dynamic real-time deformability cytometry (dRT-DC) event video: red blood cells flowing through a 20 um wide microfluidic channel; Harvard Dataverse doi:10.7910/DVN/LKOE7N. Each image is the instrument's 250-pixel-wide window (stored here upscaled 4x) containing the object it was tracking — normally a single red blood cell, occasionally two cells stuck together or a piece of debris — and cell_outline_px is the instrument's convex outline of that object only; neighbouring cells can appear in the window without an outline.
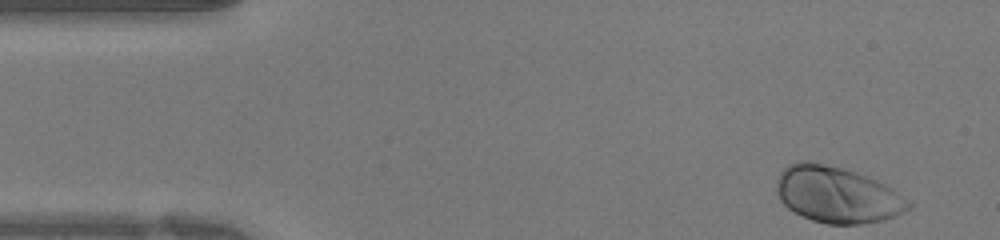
{"species": "human", "species_latin": "Homo sapiens", "temperature_condition": "warm", "stored_images_in_passage": 33, "camera_frame_rate_fps": 3000, "um_per_image_px": 0.085, "donor": {"sex": "female"}, "frame": {"image": 1, "passage_image": 1, "time_ms": 0.0, "image_size_px": [1000, 240], "cell_outline_px": [[912, 208], [904, 212], [884, 220], [860, 224], [828, 224], [812, 220], [788, 208], [780, 200], [776, 192], [776, 180], [780, 172], [788, 164], [796, 160], [808, 160], [844, 168], [856, 172], [876, 180], [892, 188], [908, 200], [912, 204]], "centroid_in_image_um": [71.14, 16.53], "position_along_channel_um": 13.9, "area_um2": 43.47}}
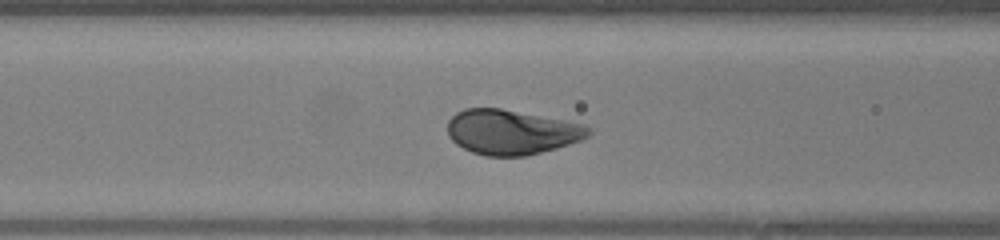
{"frame": {"image": 2, "passage_image": 14, "time_ms": 4.333, "image_size_px": [1000, 240], "cell_outline_px": [[592, 132], [588, 136], [580, 140], [556, 148], [524, 156], [484, 156], [472, 152], [456, 144], [448, 136], [448, 120], [456, 112], [464, 108], [500, 108], [564, 120], [584, 124], [592, 128]], "centroid_in_image_um": [43.46, 11.22], "position_along_channel_um": 123.1, "area_um2": 36.82}}
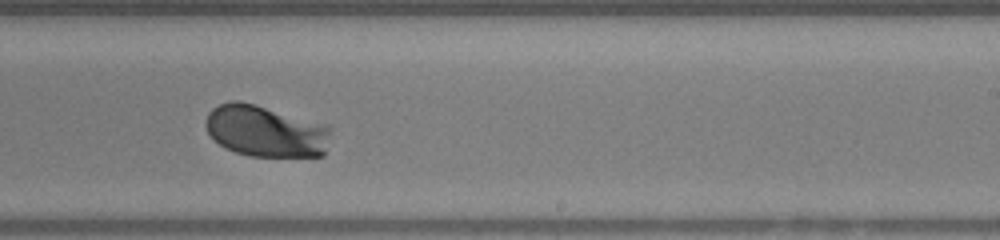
{"frame": {"image": 3, "passage_image": 23, "time_ms": 7.333, "image_size_px": [1000, 240], "cell_outline_px": [[328, 132], [324, 156], [248, 156], [224, 148], [208, 132], [204, 124], [204, 120], [208, 112], [212, 108], [220, 104], [232, 100], [240, 100], [256, 104], [328, 124]], "centroid_in_image_um": [22.53, 11.12], "position_along_channel_um": 266.5, "area_um2": 37.69}}